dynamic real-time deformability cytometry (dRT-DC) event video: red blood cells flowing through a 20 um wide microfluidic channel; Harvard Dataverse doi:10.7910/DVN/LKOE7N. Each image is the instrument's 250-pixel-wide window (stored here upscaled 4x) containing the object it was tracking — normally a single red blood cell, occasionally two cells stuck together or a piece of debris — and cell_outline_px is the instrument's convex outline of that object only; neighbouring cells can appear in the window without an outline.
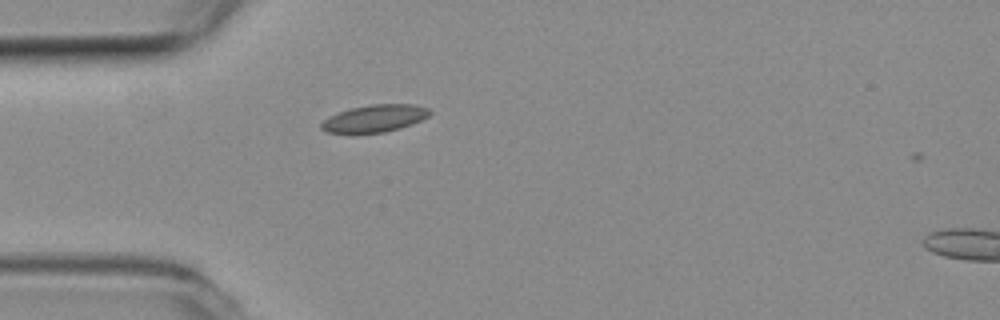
{"species": "common noctule bat (a hibernating species)", "species_latin": "Nyctalus noctula", "temperature_condition": "room temperature", "stored_images_in_passage": 3, "camera_frame_rate_fps": 3000, "um_per_image_px": 0.085, "animal": {"sex": "female", "body_mass_g": 19.3, "forearm_length_mm": 54.1}, "frame": {"image": 1, "passage_image": 2, "time_ms": 0.333, "image_size_px": [1000, 320], "cell_outline_px": [[432, 112], [428, 116], [412, 124], [400, 128], [384, 132], [328, 132], [320, 128], [320, 124], [328, 116], [352, 108], [372, 104], [412, 104], [428, 108]], "centroid_in_image_um": [31.87, 10.05], "position_along_channel_um": 53.1, "area_um2": 16.88}}